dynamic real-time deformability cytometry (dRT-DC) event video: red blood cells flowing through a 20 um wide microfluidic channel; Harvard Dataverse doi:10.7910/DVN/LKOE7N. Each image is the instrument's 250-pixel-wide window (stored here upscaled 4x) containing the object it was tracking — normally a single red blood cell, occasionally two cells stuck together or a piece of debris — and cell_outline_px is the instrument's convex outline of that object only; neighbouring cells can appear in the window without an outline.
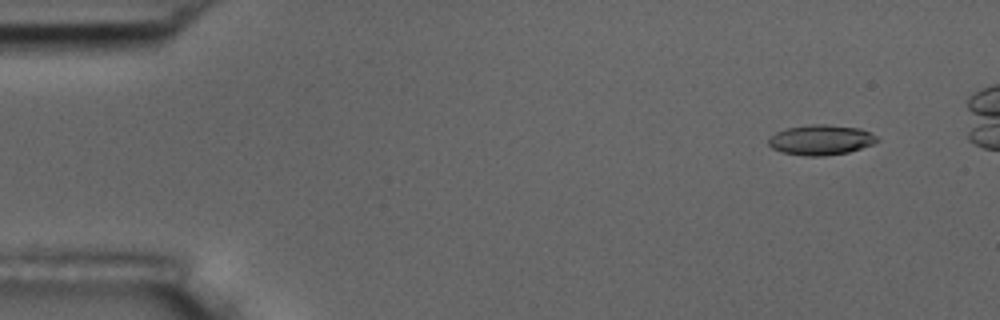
{"species": "common noctule bat (a hibernating species)", "species_latin": "Nyctalus noctula", "temperature_condition": "room temperature", "stored_images_in_passage": 51, "camera_frame_rate_fps": 3000, "um_per_image_px": 0.085, "animal": {"sex": "male", "body_mass_g": 17.5, "forearm_length_mm": 52.3}, "frame": {"image": 1, "passage_image": 5, "time_ms": 1.333, "image_size_px": [1000, 320], "cell_outline_px": [[880, 140], [872, 144], [848, 152], [824, 156], [804, 156], [780, 152], [772, 148], [768, 144], [768, 140], [776, 132], [788, 128], [812, 124], [824, 124], [860, 128], [876, 136]], "centroid_in_image_um": [69.75, 11.9], "position_along_channel_um": 15.2, "area_um2": 18.96}}
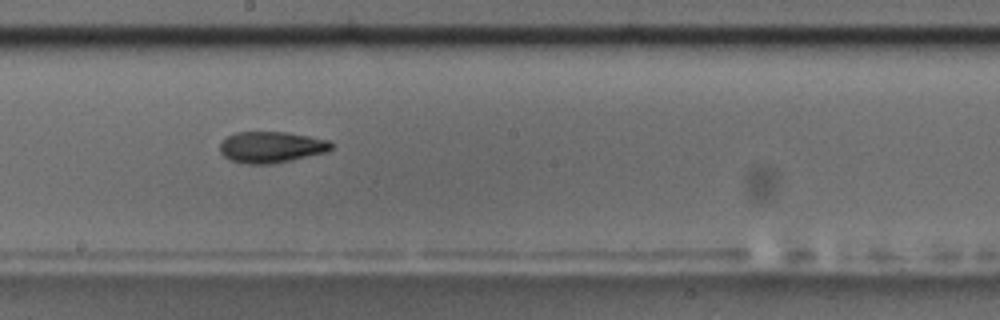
{"frame": {"image": 2, "passage_image": 31, "time_ms": 10.0, "image_size_px": [1000, 320], "cell_outline_px": [[332, 148], [328, 152], [292, 160], [272, 164], [244, 164], [228, 160], [220, 152], [220, 144], [228, 136], [236, 132], [284, 132], [308, 136], [328, 140], [332, 144]], "centroid_in_image_um": [23.05, 12.52], "position_along_channel_um": 225.2, "area_um2": 20.35}}
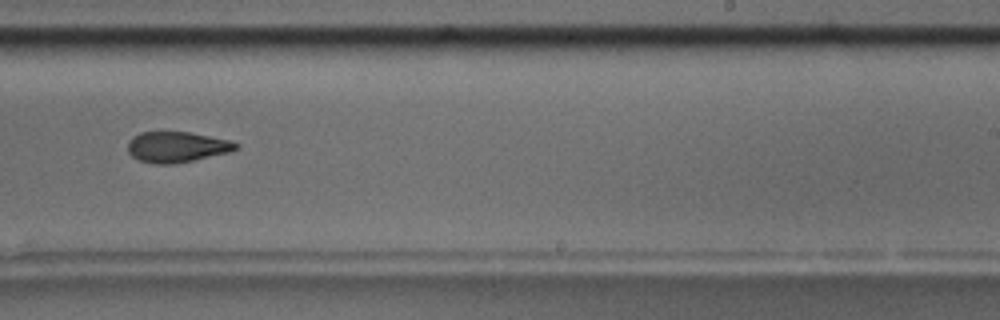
{"frame": {"image": 3, "passage_image": 35, "time_ms": 11.333, "image_size_px": [1000, 320], "cell_outline_px": [[240, 144], [232, 152], [176, 164], [156, 164], [136, 160], [128, 152], [128, 140], [132, 136], [140, 132], [192, 132], [232, 140]], "centroid_in_image_um": [15.04, 12.49], "position_along_channel_um": 274.0, "area_um2": 19.77}}